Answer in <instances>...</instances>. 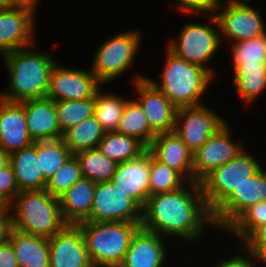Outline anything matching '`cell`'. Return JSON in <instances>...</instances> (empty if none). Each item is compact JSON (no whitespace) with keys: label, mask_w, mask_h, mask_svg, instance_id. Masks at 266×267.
I'll return each instance as SVG.
<instances>
[{"label":"cell","mask_w":266,"mask_h":267,"mask_svg":"<svg viewBox=\"0 0 266 267\" xmlns=\"http://www.w3.org/2000/svg\"><path fill=\"white\" fill-rule=\"evenodd\" d=\"M71 155L62 138L37 141V158H39L40 169L46 181L63 166Z\"/></svg>","instance_id":"cell-32"},{"label":"cell","mask_w":266,"mask_h":267,"mask_svg":"<svg viewBox=\"0 0 266 267\" xmlns=\"http://www.w3.org/2000/svg\"><path fill=\"white\" fill-rule=\"evenodd\" d=\"M101 86L91 69L66 68L57 62L51 73L46 97L53 101L85 100L93 98Z\"/></svg>","instance_id":"cell-13"},{"label":"cell","mask_w":266,"mask_h":267,"mask_svg":"<svg viewBox=\"0 0 266 267\" xmlns=\"http://www.w3.org/2000/svg\"><path fill=\"white\" fill-rule=\"evenodd\" d=\"M95 188L96 182L82 178L58 198L62 216L67 224L77 225L89 218Z\"/></svg>","instance_id":"cell-23"},{"label":"cell","mask_w":266,"mask_h":267,"mask_svg":"<svg viewBox=\"0 0 266 267\" xmlns=\"http://www.w3.org/2000/svg\"><path fill=\"white\" fill-rule=\"evenodd\" d=\"M116 132L138 138L149 147L156 136L149 127L144 110L136 100H127Z\"/></svg>","instance_id":"cell-29"},{"label":"cell","mask_w":266,"mask_h":267,"mask_svg":"<svg viewBox=\"0 0 266 267\" xmlns=\"http://www.w3.org/2000/svg\"><path fill=\"white\" fill-rule=\"evenodd\" d=\"M127 100L114 93H102L101 88L96 92L94 116L105 132L116 131Z\"/></svg>","instance_id":"cell-31"},{"label":"cell","mask_w":266,"mask_h":267,"mask_svg":"<svg viewBox=\"0 0 266 267\" xmlns=\"http://www.w3.org/2000/svg\"><path fill=\"white\" fill-rule=\"evenodd\" d=\"M227 122L204 104L177 108L175 132L195 153Z\"/></svg>","instance_id":"cell-11"},{"label":"cell","mask_w":266,"mask_h":267,"mask_svg":"<svg viewBox=\"0 0 266 267\" xmlns=\"http://www.w3.org/2000/svg\"><path fill=\"white\" fill-rule=\"evenodd\" d=\"M266 200V184L260 169L232 193L211 213L215 228L224 230L248 207Z\"/></svg>","instance_id":"cell-15"},{"label":"cell","mask_w":266,"mask_h":267,"mask_svg":"<svg viewBox=\"0 0 266 267\" xmlns=\"http://www.w3.org/2000/svg\"><path fill=\"white\" fill-rule=\"evenodd\" d=\"M33 143L27 130L24 104L0 98V147L10 155Z\"/></svg>","instance_id":"cell-19"},{"label":"cell","mask_w":266,"mask_h":267,"mask_svg":"<svg viewBox=\"0 0 266 267\" xmlns=\"http://www.w3.org/2000/svg\"><path fill=\"white\" fill-rule=\"evenodd\" d=\"M9 164V154L0 147V170Z\"/></svg>","instance_id":"cell-46"},{"label":"cell","mask_w":266,"mask_h":267,"mask_svg":"<svg viewBox=\"0 0 266 267\" xmlns=\"http://www.w3.org/2000/svg\"><path fill=\"white\" fill-rule=\"evenodd\" d=\"M141 222H91L77 224L82 231L93 267H119Z\"/></svg>","instance_id":"cell-5"},{"label":"cell","mask_w":266,"mask_h":267,"mask_svg":"<svg viewBox=\"0 0 266 267\" xmlns=\"http://www.w3.org/2000/svg\"><path fill=\"white\" fill-rule=\"evenodd\" d=\"M249 2L251 0H229L225 5L221 2L215 14L220 26L221 39L227 37V41L230 39V42H236L266 33L261 13L251 7Z\"/></svg>","instance_id":"cell-9"},{"label":"cell","mask_w":266,"mask_h":267,"mask_svg":"<svg viewBox=\"0 0 266 267\" xmlns=\"http://www.w3.org/2000/svg\"><path fill=\"white\" fill-rule=\"evenodd\" d=\"M0 267H19L9 240L0 244Z\"/></svg>","instance_id":"cell-43"},{"label":"cell","mask_w":266,"mask_h":267,"mask_svg":"<svg viewBox=\"0 0 266 267\" xmlns=\"http://www.w3.org/2000/svg\"><path fill=\"white\" fill-rule=\"evenodd\" d=\"M48 242L50 267H93L78 225L67 224Z\"/></svg>","instance_id":"cell-17"},{"label":"cell","mask_w":266,"mask_h":267,"mask_svg":"<svg viewBox=\"0 0 266 267\" xmlns=\"http://www.w3.org/2000/svg\"><path fill=\"white\" fill-rule=\"evenodd\" d=\"M257 262H263L266 265V244H264L256 253Z\"/></svg>","instance_id":"cell-45"},{"label":"cell","mask_w":266,"mask_h":267,"mask_svg":"<svg viewBox=\"0 0 266 267\" xmlns=\"http://www.w3.org/2000/svg\"><path fill=\"white\" fill-rule=\"evenodd\" d=\"M141 35L139 30L116 33L96 50L91 71L101 84L111 82L131 67L141 46Z\"/></svg>","instance_id":"cell-8"},{"label":"cell","mask_w":266,"mask_h":267,"mask_svg":"<svg viewBox=\"0 0 266 267\" xmlns=\"http://www.w3.org/2000/svg\"><path fill=\"white\" fill-rule=\"evenodd\" d=\"M35 12L27 8H0V55L34 44Z\"/></svg>","instance_id":"cell-16"},{"label":"cell","mask_w":266,"mask_h":267,"mask_svg":"<svg viewBox=\"0 0 266 267\" xmlns=\"http://www.w3.org/2000/svg\"><path fill=\"white\" fill-rule=\"evenodd\" d=\"M134 77V87L139 96L136 101L145 112L150 130L155 135L174 131L177 107L147 77Z\"/></svg>","instance_id":"cell-12"},{"label":"cell","mask_w":266,"mask_h":267,"mask_svg":"<svg viewBox=\"0 0 266 267\" xmlns=\"http://www.w3.org/2000/svg\"><path fill=\"white\" fill-rule=\"evenodd\" d=\"M243 149L236 157L215 168L199 183L208 210L212 213L242 182L260 167L256 158Z\"/></svg>","instance_id":"cell-7"},{"label":"cell","mask_w":266,"mask_h":267,"mask_svg":"<svg viewBox=\"0 0 266 267\" xmlns=\"http://www.w3.org/2000/svg\"><path fill=\"white\" fill-rule=\"evenodd\" d=\"M97 148L117 164L138 158L148 150V147L138 138L116 131L105 132Z\"/></svg>","instance_id":"cell-27"},{"label":"cell","mask_w":266,"mask_h":267,"mask_svg":"<svg viewBox=\"0 0 266 267\" xmlns=\"http://www.w3.org/2000/svg\"><path fill=\"white\" fill-rule=\"evenodd\" d=\"M86 221L141 222L142 209L111 181L98 182L94 192L92 210Z\"/></svg>","instance_id":"cell-10"},{"label":"cell","mask_w":266,"mask_h":267,"mask_svg":"<svg viewBox=\"0 0 266 267\" xmlns=\"http://www.w3.org/2000/svg\"><path fill=\"white\" fill-rule=\"evenodd\" d=\"M266 224V200L244 210L227 228L242 242L260 225Z\"/></svg>","instance_id":"cell-36"},{"label":"cell","mask_w":266,"mask_h":267,"mask_svg":"<svg viewBox=\"0 0 266 267\" xmlns=\"http://www.w3.org/2000/svg\"><path fill=\"white\" fill-rule=\"evenodd\" d=\"M163 239L161 235L140 227L133 235L119 267H163L167 259Z\"/></svg>","instance_id":"cell-22"},{"label":"cell","mask_w":266,"mask_h":267,"mask_svg":"<svg viewBox=\"0 0 266 267\" xmlns=\"http://www.w3.org/2000/svg\"><path fill=\"white\" fill-rule=\"evenodd\" d=\"M110 181L143 209L150 196V151L147 150L138 158L118 163Z\"/></svg>","instance_id":"cell-18"},{"label":"cell","mask_w":266,"mask_h":267,"mask_svg":"<svg viewBox=\"0 0 266 267\" xmlns=\"http://www.w3.org/2000/svg\"><path fill=\"white\" fill-rule=\"evenodd\" d=\"M20 193L10 163L0 170V204L10 205Z\"/></svg>","instance_id":"cell-38"},{"label":"cell","mask_w":266,"mask_h":267,"mask_svg":"<svg viewBox=\"0 0 266 267\" xmlns=\"http://www.w3.org/2000/svg\"><path fill=\"white\" fill-rule=\"evenodd\" d=\"M58 124L63 134L79 122L94 115L95 96L85 100L55 101Z\"/></svg>","instance_id":"cell-34"},{"label":"cell","mask_w":266,"mask_h":267,"mask_svg":"<svg viewBox=\"0 0 266 267\" xmlns=\"http://www.w3.org/2000/svg\"><path fill=\"white\" fill-rule=\"evenodd\" d=\"M166 51L161 83L147 79L177 108L202 105L200 98L214 77L206 69Z\"/></svg>","instance_id":"cell-4"},{"label":"cell","mask_w":266,"mask_h":267,"mask_svg":"<svg viewBox=\"0 0 266 267\" xmlns=\"http://www.w3.org/2000/svg\"><path fill=\"white\" fill-rule=\"evenodd\" d=\"M19 49L2 56L8 69L9 86L0 98L22 102L46 97L52 70L57 63L51 52H30Z\"/></svg>","instance_id":"cell-2"},{"label":"cell","mask_w":266,"mask_h":267,"mask_svg":"<svg viewBox=\"0 0 266 267\" xmlns=\"http://www.w3.org/2000/svg\"><path fill=\"white\" fill-rule=\"evenodd\" d=\"M211 23H188L182 27L178 38L170 40L166 47L174 55L206 69L212 76H215L213 68L207 63L213 58L221 44L220 26L215 14L208 15ZM212 68V69H211Z\"/></svg>","instance_id":"cell-6"},{"label":"cell","mask_w":266,"mask_h":267,"mask_svg":"<svg viewBox=\"0 0 266 267\" xmlns=\"http://www.w3.org/2000/svg\"><path fill=\"white\" fill-rule=\"evenodd\" d=\"M233 68V83L245 104L258 99L266 89V62L233 65Z\"/></svg>","instance_id":"cell-26"},{"label":"cell","mask_w":266,"mask_h":267,"mask_svg":"<svg viewBox=\"0 0 266 267\" xmlns=\"http://www.w3.org/2000/svg\"><path fill=\"white\" fill-rule=\"evenodd\" d=\"M233 65L266 62V33L259 37L231 42Z\"/></svg>","instance_id":"cell-35"},{"label":"cell","mask_w":266,"mask_h":267,"mask_svg":"<svg viewBox=\"0 0 266 267\" xmlns=\"http://www.w3.org/2000/svg\"><path fill=\"white\" fill-rule=\"evenodd\" d=\"M148 150L158 161L193 182V153L175 131L156 135Z\"/></svg>","instance_id":"cell-21"},{"label":"cell","mask_w":266,"mask_h":267,"mask_svg":"<svg viewBox=\"0 0 266 267\" xmlns=\"http://www.w3.org/2000/svg\"><path fill=\"white\" fill-rule=\"evenodd\" d=\"M9 241L19 267H50L47 238L13 229Z\"/></svg>","instance_id":"cell-25"},{"label":"cell","mask_w":266,"mask_h":267,"mask_svg":"<svg viewBox=\"0 0 266 267\" xmlns=\"http://www.w3.org/2000/svg\"><path fill=\"white\" fill-rule=\"evenodd\" d=\"M7 6H8V4H7L6 0H0V8H5Z\"/></svg>","instance_id":"cell-47"},{"label":"cell","mask_w":266,"mask_h":267,"mask_svg":"<svg viewBox=\"0 0 266 267\" xmlns=\"http://www.w3.org/2000/svg\"><path fill=\"white\" fill-rule=\"evenodd\" d=\"M6 2L8 6L27 8L35 12L38 0H6Z\"/></svg>","instance_id":"cell-44"},{"label":"cell","mask_w":266,"mask_h":267,"mask_svg":"<svg viewBox=\"0 0 266 267\" xmlns=\"http://www.w3.org/2000/svg\"><path fill=\"white\" fill-rule=\"evenodd\" d=\"M266 244V224L257 227L243 242L242 245L247 250L256 253Z\"/></svg>","instance_id":"cell-42"},{"label":"cell","mask_w":266,"mask_h":267,"mask_svg":"<svg viewBox=\"0 0 266 267\" xmlns=\"http://www.w3.org/2000/svg\"><path fill=\"white\" fill-rule=\"evenodd\" d=\"M243 250V253L245 254V256H243L244 254L240 253L236 254V256L234 255L233 257H229V258H225L221 261L218 262V264H215V267H255V263L257 262V258L255 253L247 250L246 248H244L243 246H241Z\"/></svg>","instance_id":"cell-40"},{"label":"cell","mask_w":266,"mask_h":267,"mask_svg":"<svg viewBox=\"0 0 266 267\" xmlns=\"http://www.w3.org/2000/svg\"><path fill=\"white\" fill-rule=\"evenodd\" d=\"M104 134L105 131L93 115L66 130L62 139L71 154L75 155L84 150L97 148Z\"/></svg>","instance_id":"cell-28"},{"label":"cell","mask_w":266,"mask_h":267,"mask_svg":"<svg viewBox=\"0 0 266 267\" xmlns=\"http://www.w3.org/2000/svg\"><path fill=\"white\" fill-rule=\"evenodd\" d=\"M180 5L179 9L182 10V13H207L209 15L215 14L217 8L220 6V0H177Z\"/></svg>","instance_id":"cell-39"},{"label":"cell","mask_w":266,"mask_h":267,"mask_svg":"<svg viewBox=\"0 0 266 267\" xmlns=\"http://www.w3.org/2000/svg\"><path fill=\"white\" fill-rule=\"evenodd\" d=\"M10 207L14 212L13 229L26 234L49 239L67 225L59 199L46 189L20 191Z\"/></svg>","instance_id":"cell-3"},{"label":"cell","mask_w":266,"mask_h":267,"mask_svg":"<svg viewBox=\"0 0 266 267\" xmlns=\"http://www.w3.org/2000/svg\"><path fill=\"white\" fill-rule=\"evenodd\" d=\"M183 178L179 172L158 161L150 152V196L180 189L188 182Z\"/></svg>","instance_id":"cell-33"},{"label":"cell","mask_w":266,"mask_h":267,"mask_svg":"<svg viewBox=\"0 0 266 267\" xmlns=\"http://www.w3.org/2000/svg\"><path fill=\"white\" fill-rule=\"evenodd\" d=\"M259 169H260V171H261V174H262V176H263V178H264V180H265V184H266V171L263 170V168L261 167V165H260Z\"/></svg>","instance_id":"cell-48"},{"label":"cell","mask_w":266,"mask_h":267,"mask_svg":"<svg viewBox=\"0 0 266 267\" xmlns=\"http://www.w3.org/2000/svg\"><path fill=\"white\" fill-rule=\"evenodd\" d=\"M82 178L79 161L75 155H71L63 166L47 181L45 189L52 196L59 198Z\"/></svg>","instance_id":"cell-37"},{"label":"cell","mask_w":266,"mask_h":267,"mask_svg":"<svg viewBox=\"0 0 266 267\" xmlns=\"http://www.w3.org/2000/svg\"><path fill=\"white\" fill-rule=\"evenodd\" d=\"M9 163L13 168L20 191L43 190L47 181L40 169L37 158V142L9 155Z\"/></svg>","instance_id":"cell-24"},{"label":"cell","mask_w":266,"mask_h":267,"mask_svg":"<svg viewBox=\"0 0 266 267\" xmlns=\"http://www.w3.org/2000/svg\"><path fill=\"white\" fill-rule=\"evenodd\" d=\"M27 130L33 142L62 138L55 101L48 97L22 101Z\"/></svg>","instance_id":"cell-20"},{"label":"cell","mask_w":266,"mask_h":267,"mask_svg":"<svg viewBox=\"0 0 266 267\" xmlns=\"http://www.w3.org/2000/svg\"><path fill=\"white\" fill-rule=\"evenodd\" d=\"M226 123L193 153V182H200L212 170L236 157L244 147L231 140Z\"/></svg>","instance_id":"cell-14"},{"label":"cell","mask_w":266,"mask_h":267,"mask_svg":"<svg viewBox=\"0 0 266 267\" xmlns=\"http://www.w3.org/2000/svg\"><path fill=\"white\" fill-rule=\"evenodd\" d=\"M208 224L214 226L200 183L187 182L176 191L149 196L140 225L164 238L169 235L194 243Z\"/></svg>","instance_id":"cell-1"},{"label":"cell","mask_w":266,"mask_h":267,"mask_svg":"<svg viewBox=\"0 0 266 267\" xmlns=\"http://www.w3.org/2000/svg\"><path fill=\"white\" fill-rule=\"evenodd\" d=\"M75 156L79 161L83 178L98 183L110 181L114 176L117 163L101 153L98 148L78 152Z\"/></svg>","instance_id":"cell-30"},{"label":"cell","mask_w":266,"mask_h":267,"mask_svg":"<svg viewBox=\"0 0 266 267\" xmlns=\"http://www.w3.org/2000/svg\"><path fill=\"white\" fill-rule=\"evenodd\" d=\"M10 205L0 204V244L9 240L13 230V219Z\"/></svg>","instance_id":"cell-41"}]
</instances>
